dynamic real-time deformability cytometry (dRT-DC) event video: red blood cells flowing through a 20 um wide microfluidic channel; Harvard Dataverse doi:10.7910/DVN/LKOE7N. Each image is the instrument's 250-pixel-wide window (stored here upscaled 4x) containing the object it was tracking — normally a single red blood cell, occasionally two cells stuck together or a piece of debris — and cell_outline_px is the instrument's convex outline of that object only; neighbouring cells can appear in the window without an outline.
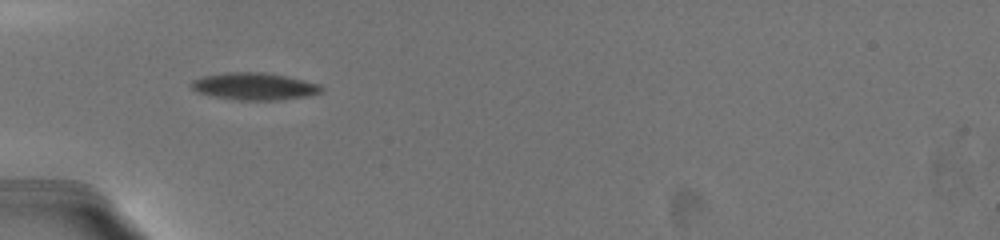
{"species": "common noctule bat (a hibernating species)", "species_latin": "Nyctalus noctula", "temperature_condition": "warm", "stored_images_in_passage": 11, "camera_frame_rate_fps": 3000, "um_per_image_px": 0.085, "animal": {"sex": "female", "body_mass_g": 19.5, "forearm_length_mm": 54.1}, "frame": {"image": 1, "passage_image": 1, "time_ms": 0.0, "image_size_px": [1000, 240], "cell_outline_px": [[324, 92], [308, 96], [280, 100], [240, 100], [216, 96], [196, 92], [192, 88], [192, 80], [204, 76], [228, 72], [264, 72], [288, 76], [320, 84], [324, 88]], "centroid_in_image_um": [21.7, 7.33], "position_along_channel_um": 63.3, "area_um2": 20.63}}
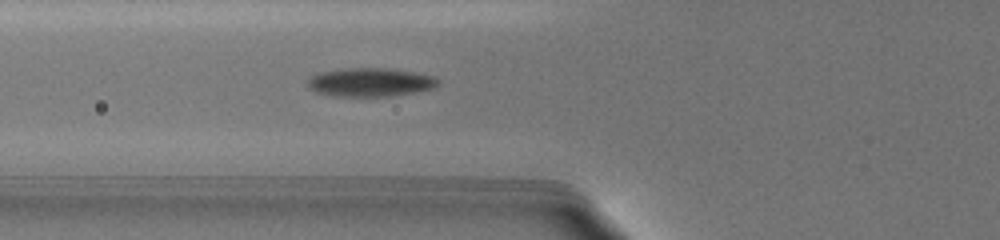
{"frame": {"image": 2, "passage_image": 2, "time_ms": 1.0, "image_size_px": [1000, 240], "cell_outline_px": [[440, 84], [432, 88], [412, 92], [388, 96], [332, 96], [316, 92], [308, 88], [308, 76], [320, 72], [344, 68], [388, 68], [436, 76], [440, 80]], "centroid_in_image_um": [31.44, 6.98], "position_along_channel_um": 94.4, "area_um2": 21.79}}
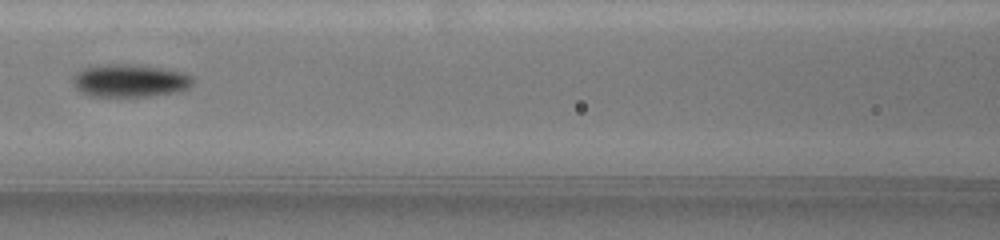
{"frame": {"image": 3, "passage_image": 5, "time_ms": 2.667, "image_size_px": [1000, 240], "cell_outline_px": [[196, 80], [188, 88], [176, 92], [148, 96], [88, 96], [80, 92], [76, 88], [72, 80], [72, 76], [80, 68], [96, 64], [140, 64], [164, 68], [180, 72], [192, 76]], "centroid_in_image_um": [11.0, 6.83], "position_along_channel_um": 155.6, "area_um2": 23.41}}